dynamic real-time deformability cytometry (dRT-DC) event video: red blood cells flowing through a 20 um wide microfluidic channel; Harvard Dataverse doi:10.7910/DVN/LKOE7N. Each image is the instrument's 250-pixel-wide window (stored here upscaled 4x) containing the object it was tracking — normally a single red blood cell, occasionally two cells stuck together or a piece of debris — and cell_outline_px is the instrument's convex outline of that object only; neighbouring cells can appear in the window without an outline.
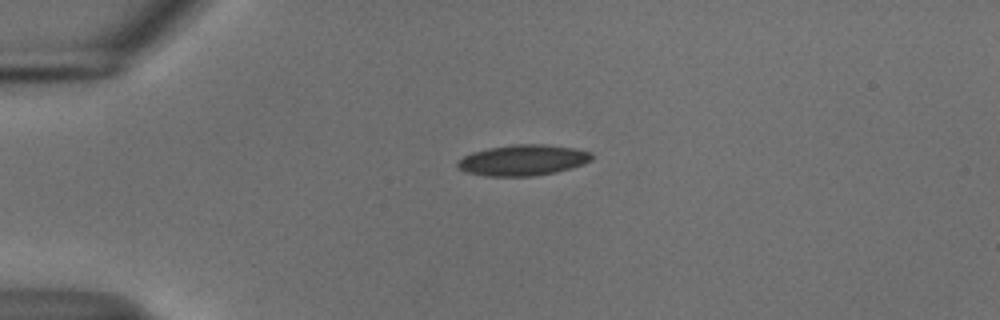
{"species": "common noctule bat (a hibernating species)", "species_latin": "Nyctalus noctula", "temperature_condition": "cold", "stored_images_in_passage": 42, "camera_frame_rate_fps": 3000, "um_per_image_px": 0.085, "animal": {"sex": "male", "body_mass_g": 18.8}, "frame": {"image": 1, "passage_image": 1, "time_ms": 0.0, "image_size_px": [1000, 320], "cell_outline_px": [[592, 160], [584, 164], [556, 172], [532, 176], [484, 176], [464, 172], [456, 168], [456, 164], [464, 156], [472, 152], [488, 148], [512, 144], [544, 144], [576, 148], [592, 152]], "centroid_in_image_um": [44.44, 13.61], "position_along_channel_um": 40.6, "area_um2": 24.33}}
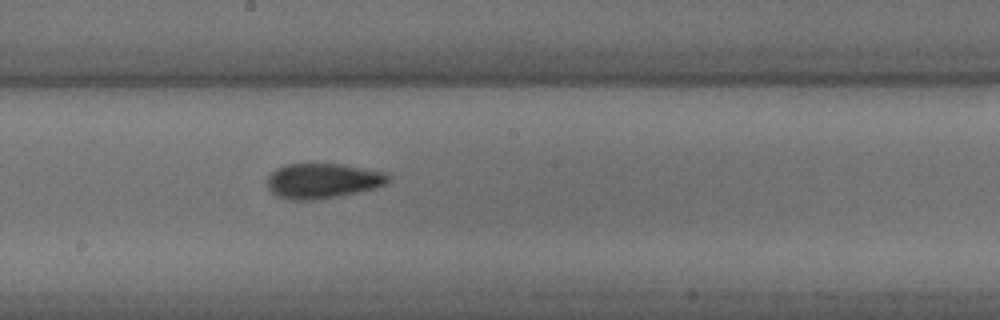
{"frame": {"image": 2, "passage_image": 18, "time_ms": 5.667, "image_size_px": [1000, 320], "cell_outline_px": [[392, 180], [388, 184], [376, 188], [340, 196], [312, 200], [288, 200], [276, 196], [268, 188], [268, 176], [276, 168], [284, 164], [344, 164], [388, 172], [392, 176]], "centroid_in_image_um": [27.5, 15.37], "position_along_channel_um": 220.7, "area_um2": 25.26}}
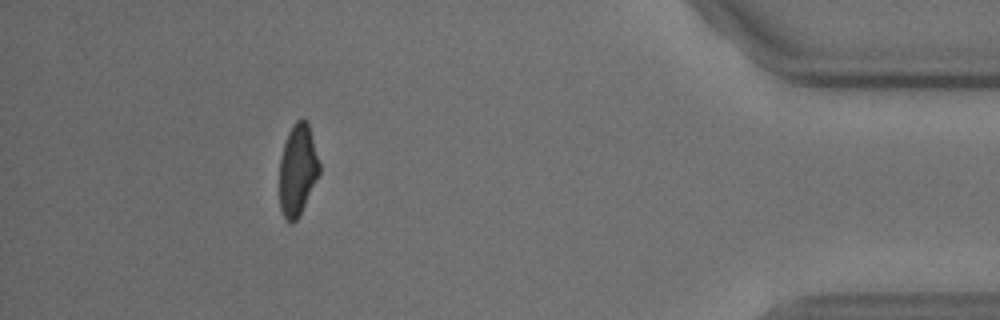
{"frame": {"image": 3, "passage_image": 37, "time_ms": 12.0, "image_size_px": [1000, 320], "cell_outline_px": [[320, 172], [296, 220], [288, 220], [284, 216], [280, 208], [280, 156], [288, 132], [292, 124], [296, 120], [308, 120], [320, 164]], "centroid_in_image_um": [25.3, 14.36], "position_along_channel_um": 409.9, "area_um2": 20.87}, "authors_computed_cell_mechanics": {"area_um2": 23.5246, "velocity_mm_per_s": 3.7483, "shape_relaxation_time_tau1_ms": 5.991, "shape_relaxation_time_tau2_ms": 2.8795, "deformation_change_tau1": 0.1513, "deformation_change_tau2": 0.0893}}